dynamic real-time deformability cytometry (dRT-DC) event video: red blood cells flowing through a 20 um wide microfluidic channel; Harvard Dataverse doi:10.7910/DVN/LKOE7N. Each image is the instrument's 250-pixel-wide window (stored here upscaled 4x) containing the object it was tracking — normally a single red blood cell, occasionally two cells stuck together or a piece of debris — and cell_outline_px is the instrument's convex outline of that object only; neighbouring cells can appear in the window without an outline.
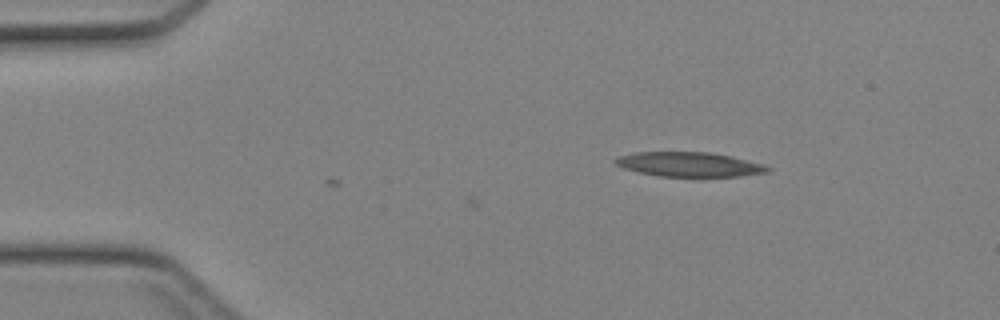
{"species": "Egyptian fruit bat (a non-hibernating species)", "species_latin": "Rousettus aegyptiacus", "temperature_condition": "cold", "stored_images_in_passage": 15, "camera_frame_rate_fps": 3000, "um_per_image_px": 0.085, "animal": {"sex": "female"}, "frame": {"image": 1, "passage_image": 15, "time_ms": 4.667, "image_size_px": [1000, 320], "cell_outline_px": [[772, 168], [768, 172], [740, 176], [660, 176], [640, 172], [624, 168], [616, 164], [612, 160], [620, 156], [636, 152], [708, 152], [732, 156], [764, 164]], "centroid_in_image_um": [58.62, 13.96], "position_along_channel_um": 26.4, "area_um2": 21.62}}